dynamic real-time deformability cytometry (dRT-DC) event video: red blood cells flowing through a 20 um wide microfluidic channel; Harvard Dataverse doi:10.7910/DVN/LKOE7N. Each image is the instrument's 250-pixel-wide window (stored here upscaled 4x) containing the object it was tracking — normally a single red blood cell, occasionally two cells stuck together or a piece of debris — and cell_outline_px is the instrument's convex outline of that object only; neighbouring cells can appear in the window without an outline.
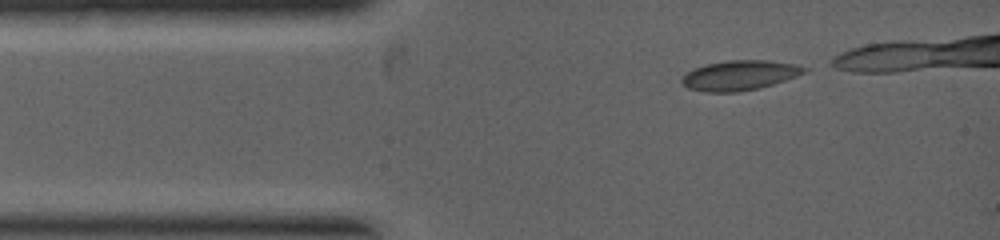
{"species": "common noctule bat (a hibernating species)", "species_latin": "Nyctalus noctula", "temperature_condition": "warm", "stored_images_in_passage": 4, "camera_frame_rate_fps": 5000, "um_per_image_px": 0.085, "animal": {"sex": "female", "body_mass_g": 19.0, "forearm_length_mm": 53.3}, "frame": {"image": 1, "passage_image": 1, "time_ms": 0.0, "image_size_px": [1000, 240], "cell_outline_px": [[808, 68], [804, 72], [796, 76], [760, 88], [736, 92], [704, 92], [688, 88], [680, 80], [688, 72], [696, 68], [708, 64], [728, 60], [764, 60], [792, 64]], "centroid_in_image_um": [62.84, 6.41], "position_along_channel_um": 22.2, "area_um2": 20.87}}